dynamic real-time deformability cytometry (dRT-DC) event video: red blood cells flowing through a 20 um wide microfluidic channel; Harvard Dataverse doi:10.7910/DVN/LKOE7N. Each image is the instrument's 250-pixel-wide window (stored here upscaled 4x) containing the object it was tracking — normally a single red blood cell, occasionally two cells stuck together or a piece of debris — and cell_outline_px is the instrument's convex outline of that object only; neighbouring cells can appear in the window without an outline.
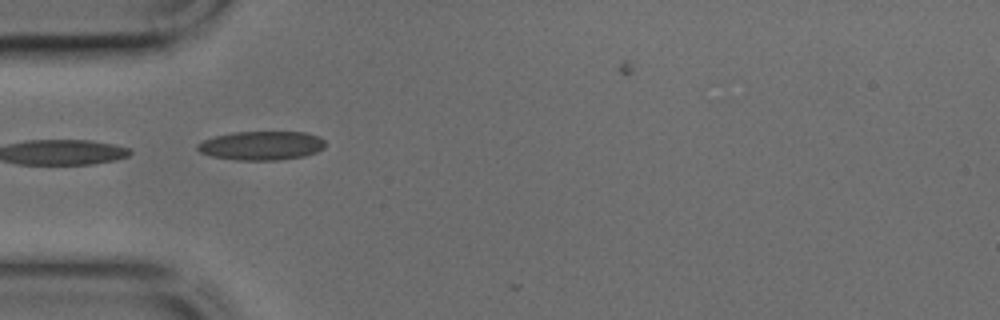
{"species": "common noctule bat (a hibernating species)", "species_latin": "Nyctalus noctula", "temperature_condition": "cold", "stored_images_in_passage": 13, "camera_frame_rate_fps": 3000, "um_per_image_px": 0.085, "animal": {"sex": "male", "body_mass_g": 17.9, "forearm_length_mm": 54.2}, "frame": {"image": 1, "passage_image": 12, "time_ms": 3.667, "image_size_px": [1000, 320], "cell_outline_px": [[324, 148], [316, 152], [304, 156], [276, 160], [236, 160], [212, 156], [200, 152], [196, 148], [196, 144], [204, 140], [216, 136], [232, 132], [308, 132], [320, 136], [324, 140]], "centroid_in_image_um": [22.24, 12.37], "position_along_channel_um": 62.8, "area_um2": 21.56}}